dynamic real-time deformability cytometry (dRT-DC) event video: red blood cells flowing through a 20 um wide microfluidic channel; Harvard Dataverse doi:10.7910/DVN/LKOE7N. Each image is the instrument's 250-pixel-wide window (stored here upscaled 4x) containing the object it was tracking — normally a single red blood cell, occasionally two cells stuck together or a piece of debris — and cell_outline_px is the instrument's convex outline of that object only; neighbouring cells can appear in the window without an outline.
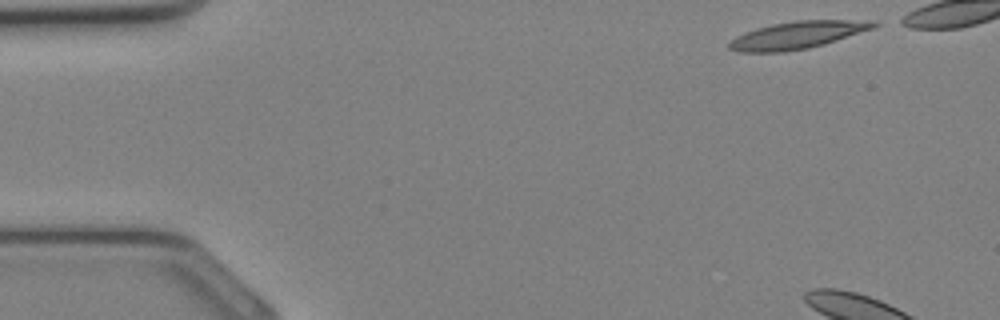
{"species": "Egyptian fruit bat (a non-hibernating species)", "species_latin": "Rousettus aegyptiacus", "temperature_condition": "cold", "stored_images_in_passage": 4, "camera_frame_rate_fps": 3000, "um_per_image_px": 0.085, "animal": {"sex": "female"}, "frame": {"image": 1, "passage_image": 1, "time_ms": 0.0, "image_size_px": [1000, 320], "cell_outline_px": [[880, 24], [872, 28], [824, 44], [808, 48], [780, 52], [740, 52], [728, 48], [728, 44], [736, 36], [744, 32], [756, 28], [772, 24], [796, 20], [876, 20]], "centroid_in_image_um": [67.77, 2.97], "position_along_channel_um": 17.2, "area_um2": 22.89}}